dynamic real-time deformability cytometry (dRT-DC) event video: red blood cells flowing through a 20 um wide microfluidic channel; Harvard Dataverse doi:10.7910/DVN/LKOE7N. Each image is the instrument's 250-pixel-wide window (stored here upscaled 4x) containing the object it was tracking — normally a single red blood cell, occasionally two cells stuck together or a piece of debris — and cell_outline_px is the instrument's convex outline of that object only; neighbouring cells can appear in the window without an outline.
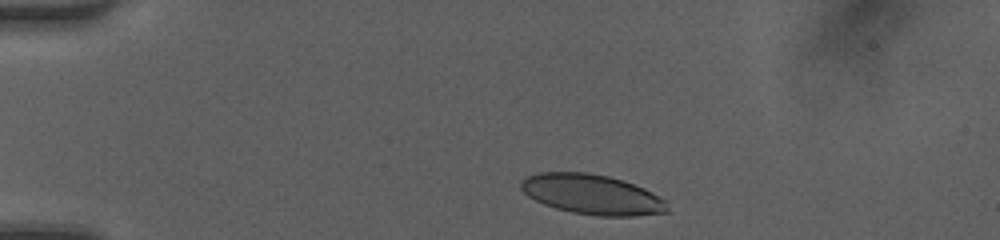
{"species": "human", "species_latin": "Homo sapiens", "temperature_condition": "room temperature", "stored_images_in_passage": 37, "camera_frame_rate_fps": 3000, "um_per_image_px": 0.085, "donor": {"sex": "female"}, "frame": {"image": 1, "passage_image": 3, "time_ms": 0.667, "image_size_px": [1000, 240], "cell_outline_px": [[668, 212], [632, 216], [600, 216], [572, 212], [556, 208], [544, 204], [528, 196], [520, 188], [520, 180], [524, 176], [536, 172], [588, 172], [608, 176], [624, 180], [644, 188], [668, 200]], "centroid_in_image_um": [50.32, 16.51], "position_along_channel_um": 34.7, "area_um2": 34.45}}
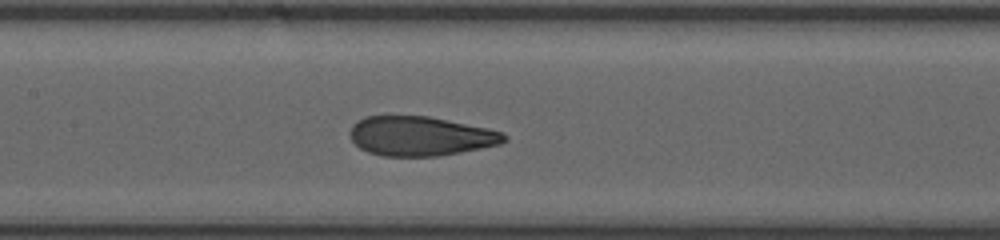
{"frame": {"image": 2, "passage_image": 17, "time_ms": 5.333, "image_size_px": [1000, 240], "cell_outline_px": [[508, 140], [500, 144], [440, 156], [384, 156], [368, 152], [360, 148], [352, 140], [348, 132], [352, 124], [364, 116], [428, 116], [488, 128], [504, 132], [508, 136]], "centroid_in_image_um": [35.74, 11.56], "position_along_channel_um": 171.7, "area_um2": 35.55}}
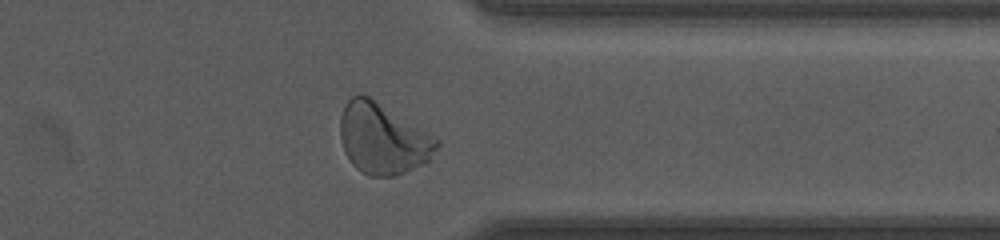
{"frame": {"image": 3, "passage_image": 32, "time_ms": 10.333, "image_size_px": [1000, 240], "cell_outline_px": [[440, 144], [428, 160], [424, 164], [396, 176], [368, 176], [356, 168], [352, 164], [344, 152], [340, 136], [340, 116], [344, 104], [352, 96], [360, 92], [368, 96], [440, 140]], "centroid_in_image_um": [32.5, 11.8], "position_along_channel_um": 378.9, "area_um2": 39.65}, "authors_computed_cell_mechanics": {"area_um2": 35.7782, "velocity_mm_per_s": 4.2195, "shape_relaxation_time_tau1_ms": 4.2224, "shape_relaxation_time_tau2_ms": null, "deformation_change_tau1": 0.1693, "deformation_change_tau2": null}}